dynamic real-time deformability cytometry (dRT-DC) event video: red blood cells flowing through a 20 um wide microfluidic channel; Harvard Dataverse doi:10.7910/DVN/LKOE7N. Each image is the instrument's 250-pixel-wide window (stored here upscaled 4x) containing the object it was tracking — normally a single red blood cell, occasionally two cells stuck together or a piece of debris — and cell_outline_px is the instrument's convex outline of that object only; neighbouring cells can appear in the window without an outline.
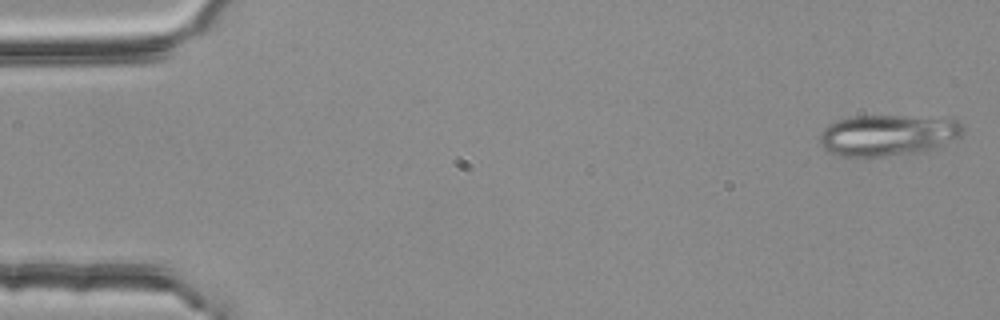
{"species": "common noctule bat (a hibernating species)", "species_latin": "Nyctalus noctula", "temperature_condition": "room temperature", "stored_images_in_passage": 3, "camera_frame_rate_fps": 3000, "um_per_image_px": 0.085, "animal": {"sex": "female", "body_mass_g": 25.1}, "frame": {"image": 1, "passage_image": 1, "time_ms": 0.0, "image_size_px": [1000, 320], "cell_outline_px": [[964, 132], [960, 136], [940, 148], [924, 152], [884, 156], [840, 156], [824, 148], [820, 140], [820, 132], [828, 124], [836, 120], [848, 116], [900, 116], [956, 120], [964, 124]], "centroid_in_image_um": [75.49, 11.49], "position_along_channel_um": 9.5, "area_um2": 34.51}}